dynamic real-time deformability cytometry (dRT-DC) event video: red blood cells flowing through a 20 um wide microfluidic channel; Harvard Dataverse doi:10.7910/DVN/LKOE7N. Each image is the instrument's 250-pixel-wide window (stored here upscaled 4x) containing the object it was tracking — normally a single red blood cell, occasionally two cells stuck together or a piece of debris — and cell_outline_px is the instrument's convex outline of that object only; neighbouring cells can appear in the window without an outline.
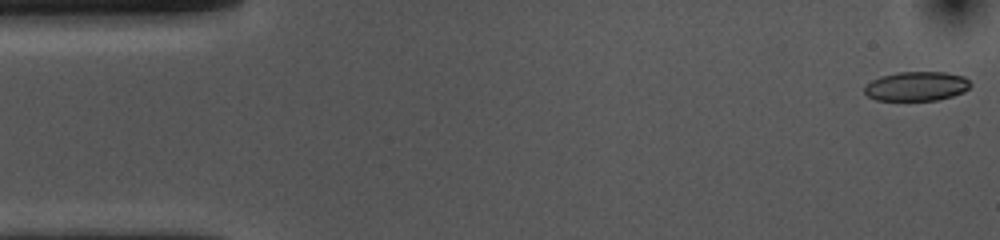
{"species": "common noctule bat (a hibernating species)", "species_latin": "Nyctalus noctula", "temperature_condition": "cold", "stored_images_in_passage": 12, "camera_frame_rate_fps": 3000, "um_per_image_px": 0.085, "animal": {"sex": "female", "body_mass_g": 10.0, "forearm_length_mm": 53.1}, "frame": {"image": 1, "passage_image": 1, "time_ms": 0.0, "image_size_px": [1000, 240], "cell_outline_px": [[972, 84], [964, 92], [952, 96], [936, 100], [876, 100], [868, 96], [864, 92], [864, 88], [872, 80], [880, 76], [896, 72], [944, 72], [964, 76]], "centroid_in_image_um": [77.91, 7.32], "position_along_channel_um": 7.1, "area_um2": 18.09}}